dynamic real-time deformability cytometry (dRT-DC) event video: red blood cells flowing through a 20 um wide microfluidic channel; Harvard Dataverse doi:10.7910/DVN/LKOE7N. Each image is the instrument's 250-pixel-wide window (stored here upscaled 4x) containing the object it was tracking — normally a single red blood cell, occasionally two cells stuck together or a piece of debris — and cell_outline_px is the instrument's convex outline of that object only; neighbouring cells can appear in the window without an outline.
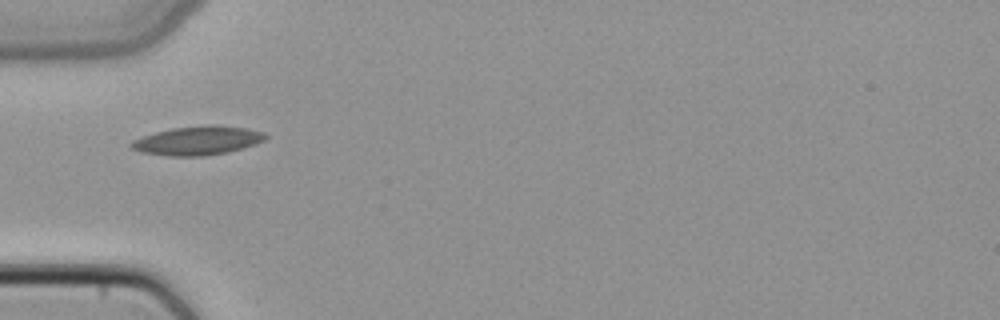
{"species": "common noctule bat (a hibernating species)", "species_latin": "Nyctalus noctula", "temperature_condition": "cold", "stored_images_in_passage": 2, "camera_frame_rate_fps": 3000, "um_per_image_px": 0.085, "animal": {"sex": "female", "body_mass_g": 22.7, "forearm_length_mm": 54.2}, "frame": {"image": 1, "passage_image": 1, "time_ms": 0.0, "image_size_px": [1000, 320], "cell_outline_px": [[268, 136], [264, 140], [256, 144], [228, 152], [204, 156], [168, 156], [140, 152], [132, 148], [128, 144], [132, 140], [156, 132], [172, 128], [208, 124], [212, 124], [244, 128], [264, 132]], "centroid_in_image_um": [16.79, 11.95], "position_along_channel_um": 68.2, "area_um2": 22.6}}
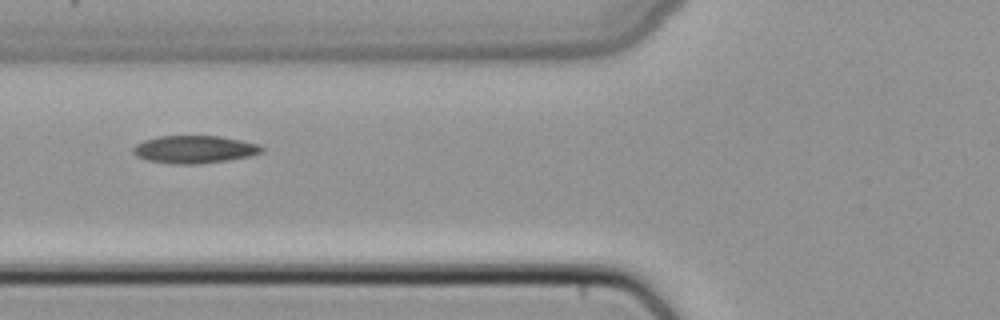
{"frame": {"image": 2, "passage_image": 2, "time_ms": 0.333, "image_size_px": [1000, 320], "cell_outline_px": [[264, 152], [248, 156], [228, 160], [200, 164], [172, 164], [148, 160], [136, 156], [132, 152], [132, 148], [136, 144], [144, 140], [160, 136], [220, 136], [260, 144], [264, 148]], "centroid_in_image_um": [16.53, 12.7], "position_along_channel_um": 109.3, "area_um2": 20.81}}